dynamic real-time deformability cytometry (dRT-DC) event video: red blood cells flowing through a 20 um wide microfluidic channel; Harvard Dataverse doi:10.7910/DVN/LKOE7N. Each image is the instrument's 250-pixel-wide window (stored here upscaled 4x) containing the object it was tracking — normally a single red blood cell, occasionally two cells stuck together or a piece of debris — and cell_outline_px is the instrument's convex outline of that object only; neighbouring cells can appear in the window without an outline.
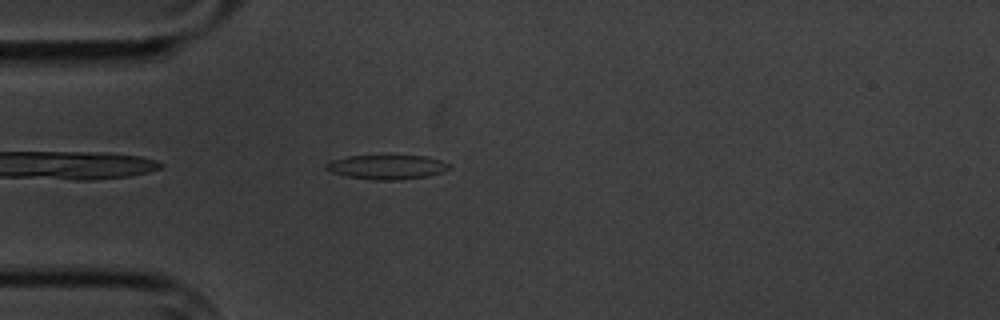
{"species": "common noctule bat (a hibernating species)", "species_latin": "Nyctalus noctula", "temperature_condition": "cold", "stored_images_in_passage": 4, "camera_frame_rate_fps": 3000, "um_per_image_px": 0.085, "animal": {"sex": "male", "body_mass_g": 20.1, "forearm_length_mm": 53.5}, "frame": {"image": 1, "passage_image": 3, "time_ms": 3.0, "image_size_px": [1000, 320], "cell_outline_px": [[452, 168], [428, 176], [396, 180], [372, 180], [348, 176], [332, 172], [324, 168], [324, 164], [332, 160], [348, 156], [424, 156], [440, 160], [448, 164]], "centroid_in_image_um": [32.86, 14.2], "position_along_channel_um": 52.1, "area_um2": 17.28}}